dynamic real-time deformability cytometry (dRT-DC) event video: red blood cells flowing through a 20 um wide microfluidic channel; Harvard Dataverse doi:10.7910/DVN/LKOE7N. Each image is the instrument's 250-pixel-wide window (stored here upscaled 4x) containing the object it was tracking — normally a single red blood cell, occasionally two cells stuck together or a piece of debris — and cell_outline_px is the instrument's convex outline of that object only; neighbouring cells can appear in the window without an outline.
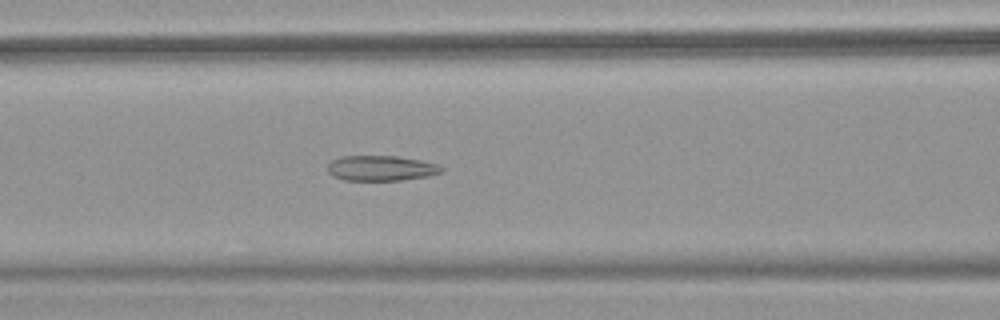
{"species": "common noctule bat (a hibernating species)", "species_latin": "Nyctalus noctula", "temperature_condition": "warm", "stored_images_in_passage": 50, "camera_frame_rate_fps": 3000, "um_per_image_px": 0.085, "animal": {"sex": "female", "body_mass_g": 18.4}, "frame": {"image": 1, "passage_image": 21, "time_ms": 6.667, "image_size_px": [1000, 320], "cell_outline_px": [[444, 172], [428, 176], [400, 180], [344, 180], [332, 176], [328, 172], [328, 164], [332, 160], [340, 156], [396, 156], [420, 160], [436, 164], [444, 168]], "centroid_in_image_um": [32.38, 14.29], "position_along_channel_um": 134.2, "area_um2": 16.76}}
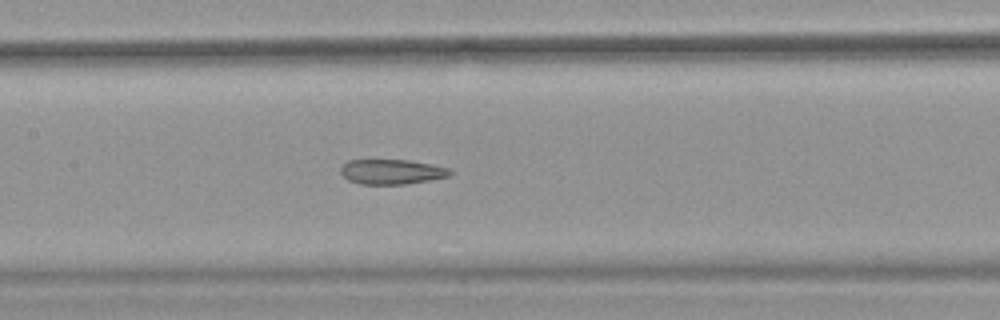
{"frame": {"image": 2, "passage_image": 24, "time_ms": 7.667, "image_size_px": [1000, 320], "cell_outline_px": [[452, 172], [448, 176], [428, 180], [404, 184], [360, 184], [348, 180], [340, 172], [340, 168], [348, 160], [408, 160], [432, 164], [448, 168]], "centroid_in_image_um": [33.26, 14.59], "position_along_channel_um": 174.1, "area_um2": 15.72}}
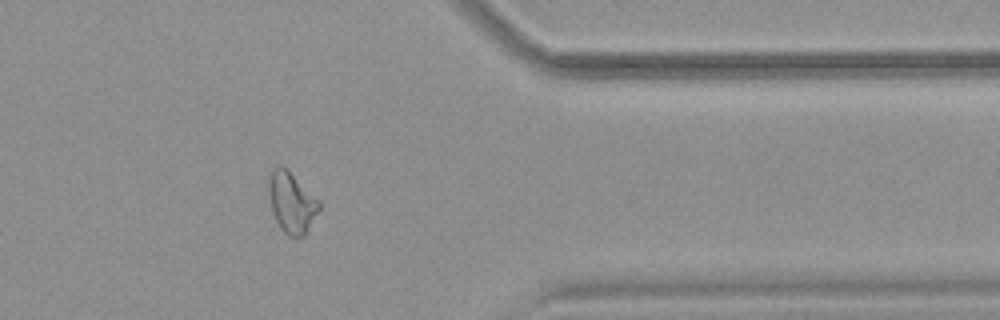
{"frame": {"image": 3, "passage_image": 41, "time_ms": 13.333, "image_size_px": [1000, 320], "cell_outline_px": [[320, 208], [304, 236], [288, 236], [280, 228], [272, 212], [268, 192], [268, 184], [272, 172], [280, 164], [320, 200]], "centroid_in_image_um": [24.79, 17.24], "position_along_channel_um": 386.6, "area_um2": 17.46}, "authors_computed_cell_mechanics": {"area_um2": 19.0451, "velocity_mm_per_s": 4.0002, "shape_relaxation_time_tau1_ms": null, "shape_relaxation_time_tau2_ms": 2.7784, "deformation_change_tau1": null, "deformation_change_tau2": 0.1187}}